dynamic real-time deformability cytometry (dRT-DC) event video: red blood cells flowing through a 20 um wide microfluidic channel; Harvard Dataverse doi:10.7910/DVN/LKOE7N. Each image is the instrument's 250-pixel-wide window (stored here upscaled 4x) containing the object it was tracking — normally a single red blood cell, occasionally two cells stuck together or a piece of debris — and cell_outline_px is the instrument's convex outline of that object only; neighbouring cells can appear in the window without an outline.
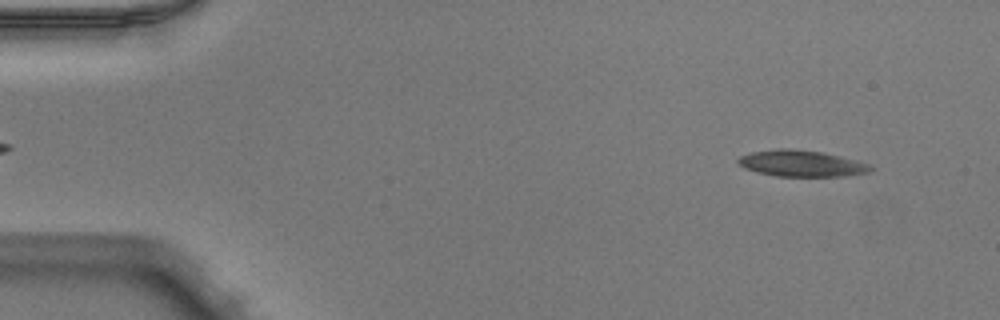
{"species": "Egyptian fruit bat (a non-hibernating species)", "species_latin": "Rousettus aegyptiacus", "temperature_condition": "warm", "stored_images_in_passage": 49, "camera_frame_rate_fps": 3000, "um_per_image_px": 0.085, "animal": {"sex": "male"}, "frame": {"image": 1, "passage_image": 4, "time_ms": 1.0, "image_size_px": [1000, 320], "cell_outline_px": [[872, 168], [868, 172], [844, 176], [776, 176], [756, 172], [744, 168], [736, 160], [740, 156], [752, 152], [776, 148], [788, 148], [824, 152], [856, 160], [868, 164]], "centroid_in_image_um": [68.08, 13.88], "position_along_channel_um": 16.9, "area_um2": 20.23}}
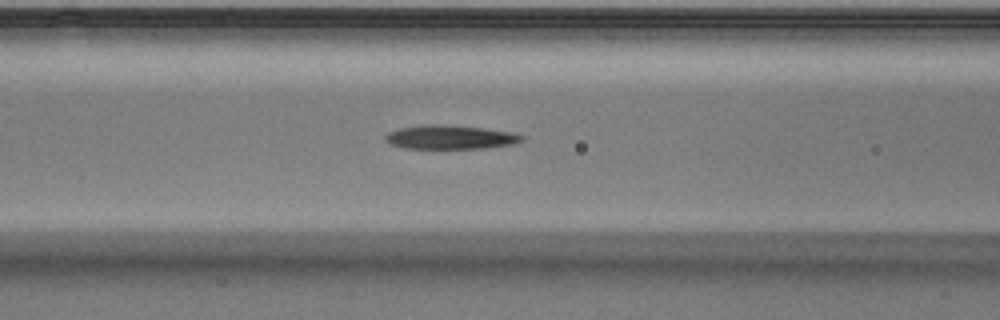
{"frame": {"image": 2, "passage_image": 20, "time_ms": 6.333, "image_size_px": [1000, 320], "cell_outline_px": [[524, 140], [512, 144], [484, 148], [404, 148], [392, 144], [384, 140], [384, 136], [388, 132], [400, 128], [424, 124], [444, 124], [484, 128], [512, 132], [524, 136]], "centroid_in_image_um": [38.26, 11.65], "position_along_channel_um": 128.3, "area_um2": 19.02}}
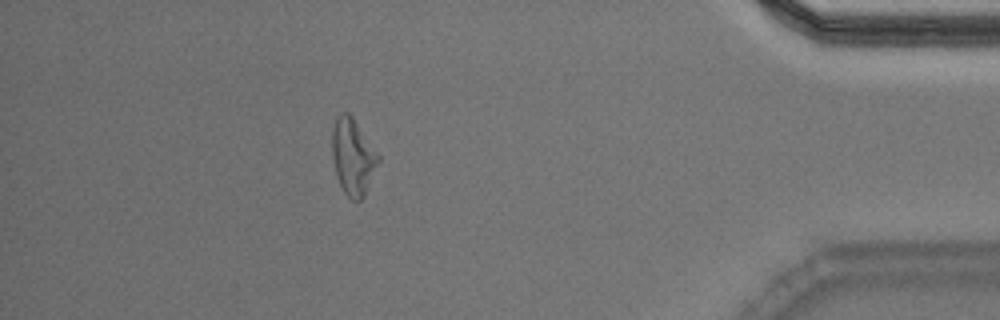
{"frame": {"image": 3, "passage_image": 44, "time_ms": 14.333, "image_size_px": [1000, 320], "cell_outline_px": [[380, 160], [364, 196], [360, 200], [352, 200], [344, 192], [340, 184], [336, 172], [332, 156], [332, 128], [336, 116], [340, 112], [348, 112], [352, 116], [380, 156]], "centroid_in_image_um": [29.99, 13.29], "position_along_channel_um": 405.2, "area_um2": 20.4}, "authors_computed_cell_mechanics": {"area_um2": 19.7676, "velocity_mm_per_s": 4.0217, "shape_relaxation_time_tau1_ms": 4.0622, "shape_relaxation_time_tau2_ms": 3.1295, "deformation_change_tau1": 0.1917, "deformation_change_tau2": 0.167}}